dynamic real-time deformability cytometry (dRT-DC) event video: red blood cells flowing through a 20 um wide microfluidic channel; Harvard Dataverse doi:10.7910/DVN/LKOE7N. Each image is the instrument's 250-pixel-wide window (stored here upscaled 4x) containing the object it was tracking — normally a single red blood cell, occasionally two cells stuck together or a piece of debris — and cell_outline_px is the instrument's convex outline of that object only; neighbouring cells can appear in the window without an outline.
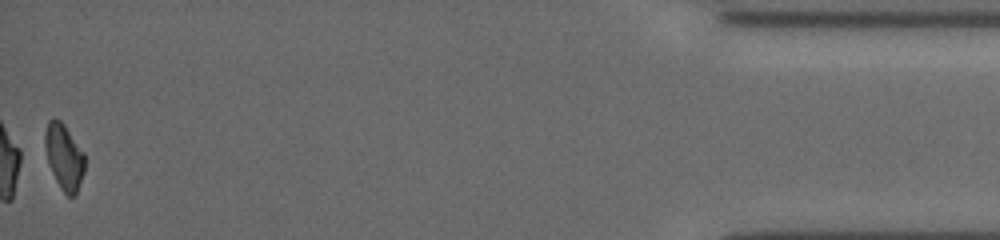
{"species": "common noctule bat (a hibernating species)", "species_latin": "Nyctalus noctula", "temperature_condition": "cold", "stored_images_in_passage": 52, "segment_of_instrument_passage": [2, 2], "camera_frame_rate_fps": 3000, "um_per_image_px": 0.085, "animal": {"sex": "female", "body_mass_g": 19.5, "forearm_length_mm": 54.1}, "frame": {"image": 1, "passage_image": 52, "time_ms": 17.0, "image_size_px": [1000, 240], "cell_outline_px": [[84, 172], [76, 192], [72, 196], [68, 196], [60, 188], [48, 164], [44, 144], [44, 132], [48, 120], [60, 120], [64, 124], [84, 152]], "centroid_in_image_um": [5.43, 13.3], "position_along_channel_um": 429.8, "area_um2": 15.09}}